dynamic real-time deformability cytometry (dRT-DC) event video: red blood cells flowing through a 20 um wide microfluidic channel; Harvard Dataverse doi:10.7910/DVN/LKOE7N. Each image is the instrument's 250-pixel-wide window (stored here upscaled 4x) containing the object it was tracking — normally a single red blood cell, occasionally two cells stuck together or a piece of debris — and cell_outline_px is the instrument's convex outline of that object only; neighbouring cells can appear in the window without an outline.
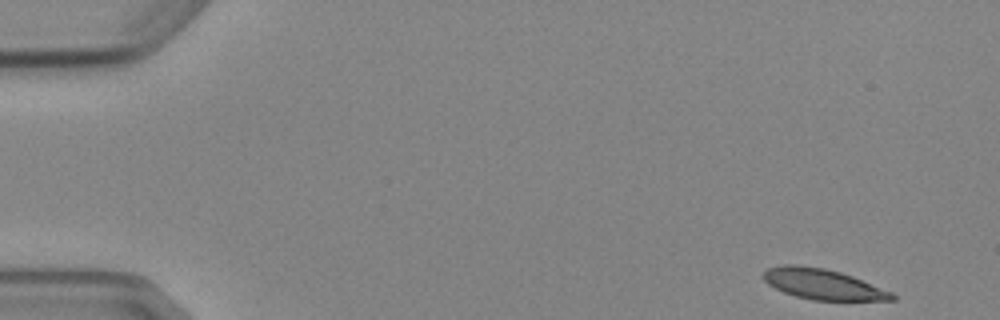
{"species": "Egyptian fruit bat (a non-hibernating species)", "species_latin": "Rousettus aegyptiacus", "temperature_condition": "cold", "stored_images_in_passage": 5, "camera_frame_rate_fps": 3000, "um_per_image_px": 0.085, "animal": {"sex": "female"}, "frame": {"image": 1, "passage_image": 1, "time_ms": 0.0, "image_size_px": [1000, 320], "cell_outline_px": [[896, 300], [812, 300], [796, 296], [784, 292], [768, 284], [764, 280], [764, 272], [768, 268], [784, 264], [796, 264], [824, 268], [840, 272], [852, 276], [892, 292], [896, 296]], "centroid_in_image_um": [69.94, 24.15], "position_along_channel_um": 15.1, "area_um2": 22.66}}
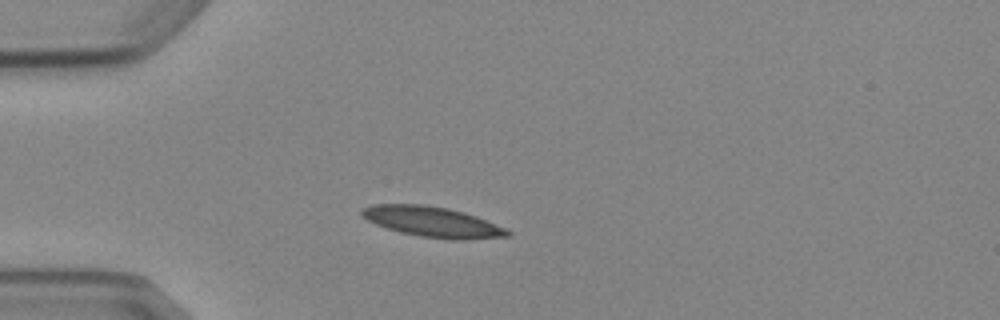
{"frame": {"image": 2, "passage_image": 4, "time_ms": 3.667, "image_size_px": [1000, 320], "cell_outline_px": [[512, 236], [460, 240], [452, 240], [420, 236], [400, 232], [376, 224], [360, 216], [360, 212], [364, 208], [372, 204], [424, 204], [448, 208], [464, 212], [476, 216], [504, 228], [512, 232]], "centroid_in_image_um": [36.75, 18.85], "position_along_channel_um": 48.2, "area_um2": 25.72}}